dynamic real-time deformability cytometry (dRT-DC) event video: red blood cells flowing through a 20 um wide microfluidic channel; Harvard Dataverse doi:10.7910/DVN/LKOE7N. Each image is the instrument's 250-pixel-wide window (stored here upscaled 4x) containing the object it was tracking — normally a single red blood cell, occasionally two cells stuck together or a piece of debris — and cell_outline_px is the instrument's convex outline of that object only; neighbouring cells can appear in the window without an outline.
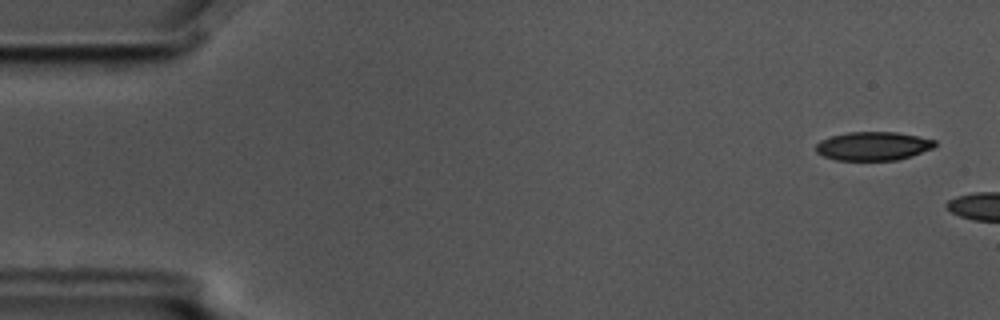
{"species": "common noctule bat (a hibernating species)", "species_latin": "Nyctalus noctula", "temperature_condition": "cold", "stored_images_in_passage": 2, "camera_frame_rate_fps": 3000, "um_per_image_px": 0.085, "animal": {"sex": "male", "body_mass_g": 17.5, "forearm_length_mm": 52.3}, "frame": {"image": 1, "passage_image": 1, "time_ms": 0.0, "image_size_px": [1000, 320], "cell_outline_px": [[936, 144], [932, 148], [912, 156], [896, 160], [836, 160], [824, 156], [816, 152], [816, 144], [820, 140], [832, 136], [848, 132], [896, 132], [936, 140]], "centroid_in_image_um": [74.2, 12.42], "position_along_channel_um": 10.8, "area_um2": 19.77}}